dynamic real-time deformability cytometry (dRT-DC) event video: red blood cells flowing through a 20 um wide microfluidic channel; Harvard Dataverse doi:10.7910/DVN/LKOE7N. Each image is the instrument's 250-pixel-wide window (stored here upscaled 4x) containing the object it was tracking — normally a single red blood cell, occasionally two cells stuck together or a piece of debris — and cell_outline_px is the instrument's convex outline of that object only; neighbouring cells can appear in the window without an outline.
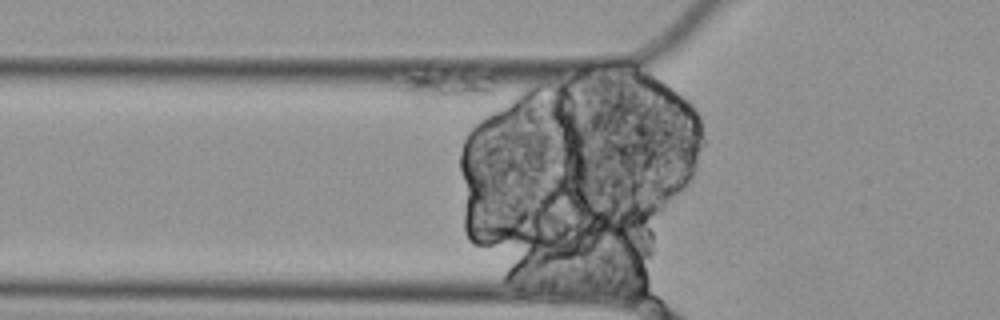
{"species": "Egyptian fruit bat (a non-hibernating species)", "species_latin": "Rousettus aegyptiacus", "temperature_condition": "cold", "stored_images_in_passage": 8, "camera_frame_rate_fps": 3000, "um_per_image_px": 0.085, "animal": {"sex": "female"}, "frame": {"image": 1, "passage_image": 2, "time_ms": 0.333, "image_size_px": [1000, 320], "cell_outline_px": [[496, 84], [492, 92], [488, 96], [432, 104], [416, 104], [392, 84], [384, 76], [424, 64], [492, 76], [496, 80]], "centroid_in_image_um": [37.48, 7.17], "position_along_channel_um": 88.3, "area_um2": 21.79}}
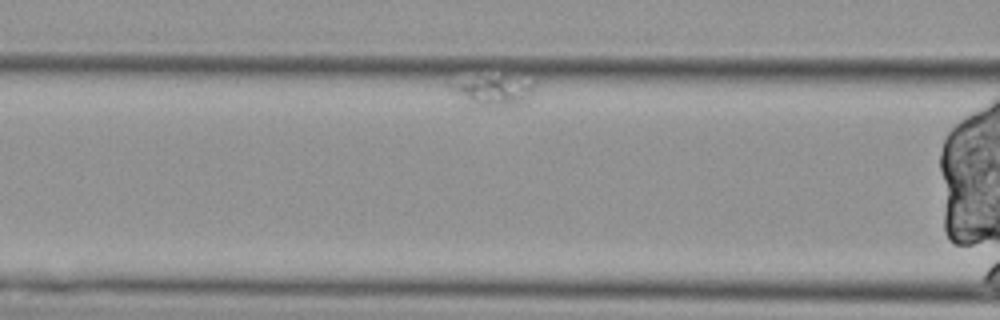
{"frame": {"image": 2, "passage_image": 5, "time_ms": 1.333, "image_size_px": [1000, 320], "cell_outline_px": [[536, 84], [528, 100], [524, 104], [488, 108], [472, 104], [464, 100], [448, 84], [500, 76]], "centroid_in_image_um": [42.03, 7.79], "position_along_channel_um": 124.6, "area_um2": 13.76}}
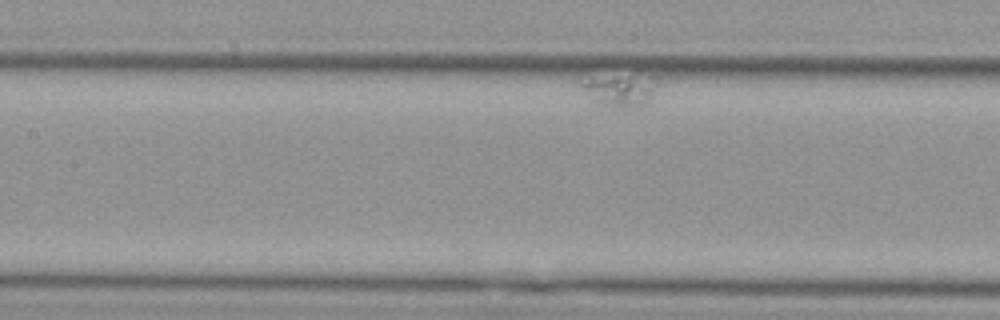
{"frame": {"image": 3, "passage_image": 7, "time_ms": 2.0, "image_size_px": [1000, 320], "cell_outline_px": [[656, 80], [652, 96], [644, 104], [620, 108], [600, 104], [592, 100], [580, 88], [580, 84], [592, 80], [652, 76], [656, 76]], "centroid_in_image_um": [52.74, 7.73], "position_along_channel_um": 154.7, "area_um2": 12.95}}